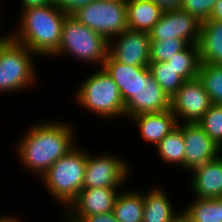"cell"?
Listing matches in <instances>:
<instances>
[{
  "instance_id": "obj_7",
  "label": "cell",
  "mask_w": 222,
  "mask_h": 222,
  "mask_svg": "<svg viewBox=\"0 0 222 222\" xmlns=\"http://www.w3.org/2000/svg\"><path fill=\"white\" fill-rule=\"evenodd\" d=\"M71 15L107 40L128 28L126 4L121 2L96 0Z\"/></svg>"
},
{
  "instance_id": "obj_33",
  "label": "cell",
  "mask_w": 222,
  "mask_h": 222,
  "mask_svg": "<svg viewBox=\"0 0 222 222\" xmlns=\"http://www.w3.org/2000/svg\"><path fill=\"white\" fill-rule=\"evenodd\" d=\"M163 10L179 9L181 8L183 0H151Z\"/></svg>"
},
{
  "instance_id": "obj_27",
  "label": "cell",
  "mask_w": 222,
  "mask_h": 222,
  "mask_svg": "<svg viewBox=\"0 0 222 222\" xmlns=\"http://www.w3.org/2000/svg\"><path fill=\"white\" fill-rule=\"evenodd\" d=\"M189 44L180 38L150 41V63L168 61Z\"/></svg>"
},
{
  "instance_id": "obj_17",
  "label": "cell",
  "mask_w": 222,
  "mask_h": 222,
  "mask_svg": "<svg viewBox=\"0 0 222 222\" xmlns=\"http://www.w3.org/2000/svg\"><path fill=\"white\" fill-rule=\"evenodd\" d=\"M155 186V187H154ZM151 185L143 192V222H172L182 210H176L170 196L159 185Z\"/></svg>"
},
{
  "instance_id": "obj_35",
  "label": "cell",
  "mask_w": 222,
  "mask_h": 222,
  "mask_svg": "<svg viewBox=\"0 0 222 222\" xmlns=\"http://www.w3.org/2000/svg\"><path fill=\"white\" fill-rule=\"evenodd\" d=\"M19 218L20 217H14L13 215H9V213L8 214H5V216L4 215H0V222H21L20 220H19Z\"/></svg>"
},
{
  "instance_id": "obj_13",
  "label": "cell",
  "mask_w": 222,
  "mask_h": 222,
  "mask_svg": "<svg viewBox=\"0 0 222 222\" xmlns=\"http://www.w3.org/2000/svg\"><path fill=\"white\" fill-rule=\"evenodd\" d=\"M184 170L189 173L204 163L217 159L222 149L198 123H183Z\"/></svg>"
},
{
  "instance_id": "obj_19",
  "label": "cell",
  "mask_w": 222,
  "mask_h": 222,
  "mask_svg": "<svg viewBox=\"0 0 222 222\" xmlns=\"http://www.w3.org/2000/svg\"><path fill=\"white\" fill-rule=\"evenodd\" d=\"M198 47L201 63L222 65V22L208 19L201 23Z\"/></svg>"
},
{
  "instance_id": "obj_14",
  "label": "cell",
  "mask_w": 222,
  "mask_h": 222,
  "mask_svg": "<svg viewBox=\"0 0 222 222\" xmlns=\"http://www.w3.org/2000/svg\"><path fill=\"white\" fill-rule=\"evenodd\" d=\"M120 190L122 189L107 187L82 189L62 216H91L113 211Z\"/></svg>"
},
{
  "instance_id": "obj_24",
  "label": "cell",
  "mask_w": 222,
  "mask_h": 222,
  "mask_svg": "<svg viewBox=\"0 0 222 222\" xmlns=\"http://www.w3.org/2000/svg\"><path fill=\"white\" fill-rule=\"evenodd\" d=\"M189 205L183 209V213L192 222H222L220 198L201 199L193 198Z\"/></svg>"
},
{
  "instance_id": "obj_34",
  "label": "cell",
  "mask_w": 222,
  "mask_h": 222,
  "mask_svg": "<svg viewBox=\"0 0 222 222\" xmlns=\"http://www.w3.org/2000/svg\"><path fill=\"white\" fill-rule=\"evenodd\" d=\"M209 20L222 22V0H218L210 13Z\"/></svg>"
},
{
  "instance_id": "obj_18",
  "label": "cell",
  "mask_w": 222,
  "mask_h": 222,
  "mask_svg": "<svg viewBox=\"0 0 222 222\" xmlns=\"http://www.w3.org/2000/svg\"><path fill=\"white\" fill-rule=\"evenodd\" d=\"M102 68L117 84L124 103L136 92L138 76H145L149 67L130 66L116 61L107 55Z\"/></svg>"
},
{
  "instance_id": "obj_20",
  "label": "cell",
  "mask_w": 222,
  "mask_h": 222,
  "mask_svg": "<svg viewBox=\"0 0 222 222\" xmlns=\"http://www.w3.org/2000/svg\"><path fill=\"white\" fill-rule=\"evenodd\" d=\"M125 4L128 28L148 34L164 12L151 0H128Z\"/></svg>"
},
{
  "instance_id": "obj_12",
  "label": "cell",
  "mask_w": 222,
  "mask_h": 222,
  "mask_svg": "<svg viewBox=\"0 0 222 222\" xmlns=\"http://www.w3.org/2000/svg\"><path fill=\"white\" fill-rule=\"evenodd\" d=\"M171 108V98L151 75L138 76L136 92L125 103V117L140 114L160 113Z\"/></svg>"
},
{
  "instance_id": "obj_26",
  "label": "cell",
  "mask_w": 222,
  "mask_h": 222,
  "mask_svg": "<svg viewBox=\"0 0 222 222\" xmlns=\"http://www.w3.org/2000/svg\"><path fill=\"white\" fill-rule=\"evenodd\" d=\"M149 70L153 78L170 98L185 82V80L178 75V71L170 66L167 61L150 63Z\"/></svg>"
},
{
  "instance_id": "obj_32",
  "label": "cell",
  "mask_w": 222,
  "mask_h": 222,
  "mask_svg": "<svg viewBox=\"0 0 222 222\" xmlns=\"http://www.w3.org/2000/svg\"><path fill=\"white\" fill-rule=\"evenodd\" d=\"M20 4L22 5V10L20 12H24L32 8L50 6L55 3L54 0H20Z\"/></svg>"
},
{
  "instance_id": "obj_30",
  "label": "cell",
  "mask_w": 222,
  "mask_h": 222,
  "mask_svg": "<svg viewBox=\"0 0 222 222\" xmlns=\"http://www.w3.org/2000/svg\"><path fill=\"white\" fill-rule=\"evenodd\" d=\"M64 222H119L113 211L91 216H63Z\"/></svg>"
},
{
  "instance_id": "obj_9",
  "label": "cell",
  "mask_w": 222,
  "mask_h": 222,
  "mask_svg": "<svg viewBox=\"0 0 222 222\" xmlns=\"http://www.w3.org/2000/svg\"><path fill=\"white\" fill-rule=\"evenodd\" d=\"M212 102L197 78L185 81L171 97V110L180 123H198L208 111Z\"/></svg>"
},
{
  "instance_id": "obj_29",
  "label": "cell",
  "mask_w": 222,
  "mask_h": 222,
  "mask_svg": "<svg viewBox=\"0 0 222 222\" xmlns=\"http://www.w3.org/2000/svg\"><path fill=\"white\" fill-rule=\"evenodd\" d=\"M218 0H183L181 9L195 16L200 22L206 21Z\"/></svg>"
},
{
  "instance_id": "obj_5",
  "label": "cell",
  "mask_w": 222,
  "mask_h": 222,
  "mask_svg": "<svg viewBox=\"0 0 222 222\" xmlns=\"http://www.w3.org/2000/svg\"><path fill=\"white\" fill-rule=\"evenodd\" d=\"M35 56L31 50L9 34L0 42L1 95L29 90L37 85L39 76L35 67Z\"/></svg>"
},
{
  "instance_id": "obj_10",
  "label": "cell",
  "mask_w": 222,
  "mask_h": 222,
  "mask_svg": "<svg viewBox=\"0 0 222 222\" xmlns=\"http://www.w3.org/2000/svg\"><path fill=\"white\" fill-rule=\"evenodd\" d=\"M201 23L181 8L164 10L160 20L149 33L150 41L180 38L188 44H198Z\"/></svg>"
},
{
  "instance_id": "obj_31",
  "label": "cell",
  "mask_w": 222,
  "mask_h": 222,
  "mask_svg": "<svg viewBox=\"0 0 222 222\" xmlns=\"http://www.w3.org/2000/svg\"><path fill=\"white\" fill-rule=\"evenodd\" d=\"M96 0H54L55 5L61 10L71 15L79 7L86 6Z\"/></svg>"
},
{
  "instance_id": "obj_25",
  "label": "cell",
  "mask_w": 222,
  "mask_h": 222,
  "mask_svg": "<svg viewBox=\"0 0 222 222\" xmlns=\"http://www.w3.org/2000/svg\"><path fill=\"white\" fill-rule=\"evenodd\" d=\"M198 79L209 94L212 104L222 105V65L201 63Z\"/></svg>"
},
{
  "instance_id": "obj_28",
  "label": "cell",
  "mask_w": 222,
  "mask_h": 222,
  "mask_svg": "<svg viewBox=\"0 0 222 222\" xmlns=\"http://www.w3.org/2000/svg\"><path fill=\"white\" fill-rule=\"evenodd\" d=\"M198 124L222 149V105L212 104Z\"/></svg>"
},
{
  "instance_id": "obj_6",
  "label": "cell",
  "mask_w": 222,
  "mask_h": 222,
  "mask_svg": "<svg viewBox=\"0 0 222 222\" xmlns=\"http://www.w3.org/2000/svg\"><path fill=\"white\" fill-rule=\"evenodd\" d=\"M62 55L101 68L108 55V40L72 15H67L63 22L60 45L50 59L61 58Z\"/></svg>"
},
{
  "instance_id": "obj_8",
  "label": "cell",
  "mask_w": 222,
  "mask_h": 222,
  "mask_svg": "<svg viewBox=\"0 0 222 222\" xmlns=\"http://www.w3.org/2000/svg\"><path fill=\"white\" fill-rule=\"evenodd\" d=\"M126 160L118 154H95L87 151L83 189L123 188L131 177V166Z\"/></svg>"
},
{
  "instance_id": "obj_38",
  "label": "cell",
  "mask_w": 222,
  "mask_h": 222,
  "mask_svg": "<svg viewBox=\"0 0 222 222\" xmlns=\"http://www.w3.org/2000/svg\"><path fill=\"white\" fill-rule=\"evenodd\" d=\"M104 1H112V2L126 3L128 0H104Z\"/></svg>"
},
{
  "instance_id": "obj_39",
  "label": "cell",
  "mask_w": 222,
  "mask_h": 222,
  "mask_svg": "<svg viewBox=\"0 0 222 222\" xmlns=\"http://www.w3.org/2000/svg\"><path fill=\"white\" fill-rule=\"evenodd\" d=\"M220 209H221V214H222V196L220 197Z\"/></svg>"
},
{
  "instance_id": "obj_37",
  "label": "cell",
  "mask_w": 222,
  "mask_h": 222,
  "mask_svg": "<svg viewBox=\"0 0 222 222\" xmlns=\"http://www.w3.org/2000/svg\"><path fill=\"white\" fill-rule=\"evenodd\" d=\"M2 14H1V6H0V26L2 25ZM0 29H2V28H0ZM1 31V30H0ZM8 34L6 33V35L5 34H0V42L7 36Z\"/></svg>"
},
{
  "instance_id": "obj_1",
  "label": "cell",
  "mask_w": 222,
  "mask_h": 222,
  "mask_svg": "<svg viewBox=\"0 0 222 222\" xmlns=\"http://www.w3.org/2000/svg\"><path fill=\"white\" fill-rule=\"evenodd\" d=\"M74 127L68 120L34 122L13 147L19 165L41 179L54 162L77 145Z\"/></svg>"
},
{
  "instance_id": "obj_11",
  "label": "cell",
  "mask_w": 222,
  "mask_h": 222,
  "mask_svg": "<svg viewBox=\"0 0 222 222\" xmlns=\"http://www.w3.org/2000/svg\"><path fill=\"white\" fill-rule=\"evenodd\" d=\"M108 55L126 65L149 67L150 35L127 28L108 40Z\"/></svg>"
},
{
  "instance_id": "obj_36",
  "label": "cell",
  "mask_w": 222,
  "mask_h": 222,
  "mask_svg": "<svg viewBox=\"0 0 222 222\" xmlns=\"http://www.w3.org/2000/svg\"><path fill=\"white\" fill-rule=\"evenodd\" d=\"M172 222H192L183 211Z\"/></svg>"
},
{
  "instance_id": "obj_22",
  "label": "cell",
  "mask_w": 222,
  "mask_h": 222,
  "mask_svg": "<svg viewBox=\"0 0 222 222\" xmlns=\"http://www.w3.org/2000/svg\"><path fill=\"white\" fill-rule=\"evenodd\" d=\"M184 146L183 123H180L157 144L155 150L163 164H167L169 167L170 165H174L183 170L185 154Z\"/></svg>"
},
{
  "instance_id": "obj_4",
  "label": "cell",
  "mask_w": 222,
  "mask_h": 222,
  "mask_svg": "<svg viewBox=\"0 0 222 222\" xmlns=\"http://www.w3.org/2000/svg\"><path fill=\"white\" fill-rule=\"evenodd\" d=\"M73 95L77 106L97 118H125V103L118 86L102 67L87 76Z\"/></svg>"
},
{
  "instance_id": "obj_2",
  "label": "cell",
  "mask_w": 222,
  "mask_h": 222,
  "mask_svg": "<svg viewBox=\"0 0 222 222\" xmlns=\"http://www.w3.org/2000/svg\"><path fill=\"white\" fill-rule=\"evenodd\" d=\"M17 27L8 34L38 57L51 56L61 42L63 22L68 15L55 4L19 13Z\"/></svg>"
},
{
  "instance_id": "obj_15",
  "label": "cell",
  "mask_w": 222,
  "mask_h": 222,
  "mask_svg": "<svg viewBox=\"0 0 222 222\" xmlns=\"http://www.w3.org/2000/svg\"><path fill=\"white\" fill-rule=\"evenodd\" d=\"M190 174L191 193L195 198L216 199L222 196V154L195 168Z\"/></svg>"
},
{
  "instance_id": "obj_16",
  "label": "cell",
  "mask_w": 222,
  "mask_h": 222,
  "mask_svg": "<svg viewBox=\"0 0 222 222\" xmlns=\"http://www.w3.org/2000/svg\"><path fill=\"white\" fill-rule=\"evenodd\" d=\"M129 120L138 127L141 139L155 147L178 126L176 116L171 109L160 113L135 115Z\"/></svg>"
},
{
  "instance_id": "obj_21",
  "label": "cell",
  "mask_w": 222,
  "mask_h": 222,
  "mask_svg": "<svg viewBox=\"0 0 222 222\" xmlns=\"http://www.w3.org/2000/svg\"><path fill=\"white\" fill-rule=\"evenodd\" d=\"M143 189H123L118 193L113 212L119 222H143Z\"/></svg>"
},
{
  "instance_id": "obj_3",
  "label": "cell",
  "mask_w": 222,
  "mask_h": 222,
  "mask_svg": "<svg viewBox=\"0 0 222 222\" xmlns=\"http://www.w3.org/2000/svg\"><path fill=\"white\" fill-rule=\"evenodd\" d=\"M78 145L54 162L39 180L60 204L62 212L83 189L87 150Z\"/></svg>"
},
{
  "instance_id": "obj_23",
  "label": "cell",
  "mask_w": 222,
  "mask_h": 222,
  "mask_svg": "<svg viewBox=\"0 0 222 222\" xmlns=\"http://www.w3.org/2000/svg\"><path fill=\"white\" fill-rule=\"evenodd\" d=\"M167 63L178 71V75L185 81L197 78L201 65L198 44H189L183 51L170 58Z\"/></svg>"
}]
</instances>
